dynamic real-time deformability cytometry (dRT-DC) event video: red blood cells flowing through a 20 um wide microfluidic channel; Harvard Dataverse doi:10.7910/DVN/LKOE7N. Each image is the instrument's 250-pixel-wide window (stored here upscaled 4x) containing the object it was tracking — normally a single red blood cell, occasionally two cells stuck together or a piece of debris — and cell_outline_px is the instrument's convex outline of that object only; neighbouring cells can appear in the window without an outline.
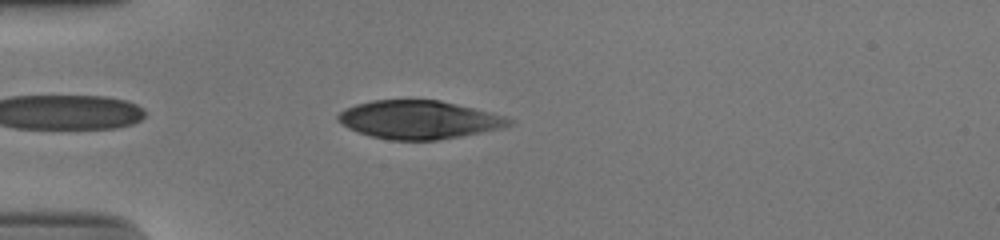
{"species": "human", "species_latin": "Homo sapiens", "temperature_condition": "cold", "stored_images_in_passage": 37, "camera_frame_rate_fps": 3000, "um_per_image_px": 0.085, "donor": {"sex": "male"}, "frame": {"image": 1, "passage_image": 3, "time_ms": 0.667, "image_size_px": [1000, 240], "cell_outline_px": [[512, 124], [500, 128], [460, 136], [436, 140], [392, 140], [372, 136], [348, 128], [336, 120], [336, 116], [344, 108], [356, 104], [372, 100], [440, 100], [504, 116], [512, 120]], "centroid_in_image_um": [35.54, 10.17], "position_along_channel_um": 49.5, "area_um2": 37.74}}
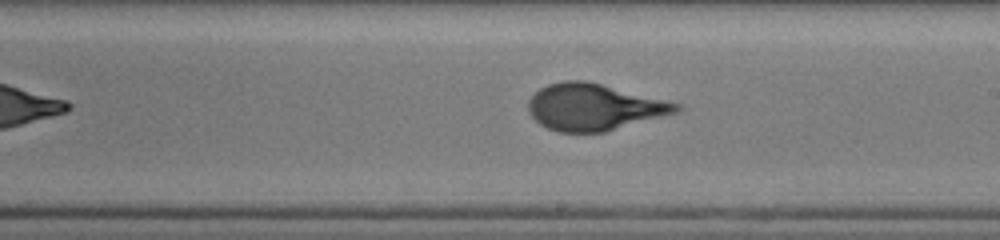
{"frame": {"image": 2, "passage_image": 19, "time_ms": 6.0, "image_size_px": [1000, 240], "cell_outline_px": [[684, 108], [676, 112], [604, 132], [556, 132], [540, 124], [528, 112], [528, 100], [540, 88], [548, 84], [564, 80], [584, 80], [680, 104]], "centroid_in_image_um": [50.43, 9.1], "position_along_channel_um": 238.6, "area_um2": 39.59}}
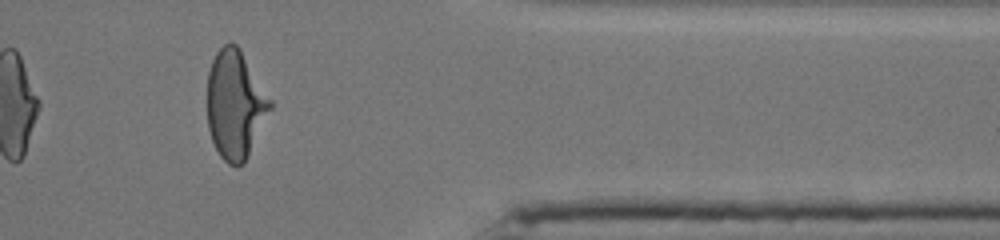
{"frame": {"image": 3, "passage_image": 32, "time_ms": 10.333, "image_size_px": [1000, 240], "cell_outline_px": [[272, 108], [244, 164], [228, 164], [220, 156], [212, 140], [208, 128], [208, 72], [212, 60], [216, 52], [224, 44], [236, 44], [240, 48], [272, 100]], "centroid_in_image_um": [20.0, 8.88], "position_along_channel_um": 391.4, "area_um2": 39.59}, "authors_computed_cell_mechanics": {"area_um2": 39.9398, "velocity_mm_per_s": 3.8952, "shape_relaxation_time_tau1_ms": 5.4077, "shape_relaxation_time_tau2_ms": null, "deformation_change_tau1": 0.2256, "deformation_change_tau2": null}}